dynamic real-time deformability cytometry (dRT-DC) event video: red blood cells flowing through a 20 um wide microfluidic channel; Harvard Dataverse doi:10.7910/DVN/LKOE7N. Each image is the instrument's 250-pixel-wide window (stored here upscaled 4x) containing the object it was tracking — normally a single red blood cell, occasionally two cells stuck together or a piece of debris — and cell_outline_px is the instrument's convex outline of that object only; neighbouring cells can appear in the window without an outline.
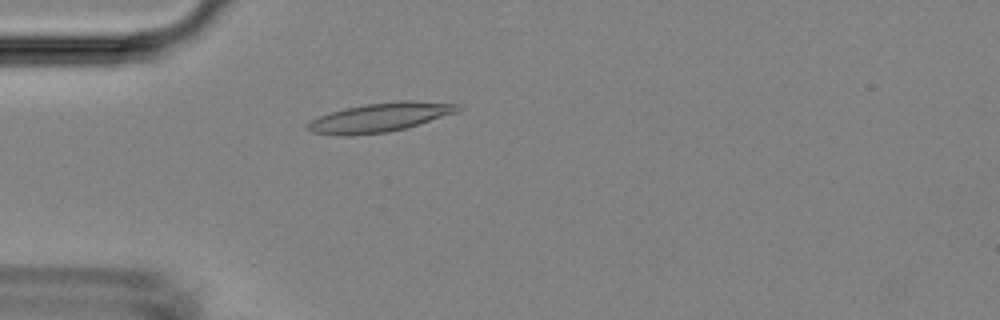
{"species": "Egyptian fruit bat (a non-hibernating species)", "species_latin": "Rousettus aegyptiacus", "temperature_condition": "room temperature", "stored_images_in_passage": 4, "camera_frame_rate_fps": 3000, "um_per_image_px": 0.085, "animal": {"sex": "female"}, "frame": {"image": 1, "passage_image": 4, "time_ms": 3.333, "image_size_px": [1000, 320], "cell_outline_px": [[464, 108], [456, 112], [404, 128], [388, 132], [352, 136], [340, 136], [312, 132], [304, 128], [304, 124], [320, 116], [344, 108], [364, 104], [400, 100], [416, 100], [460, 104]], "centroid_in_image_um": [32.27, 9.97], "position_along_channel_um": 52.7, "area_um2": 25.55}}